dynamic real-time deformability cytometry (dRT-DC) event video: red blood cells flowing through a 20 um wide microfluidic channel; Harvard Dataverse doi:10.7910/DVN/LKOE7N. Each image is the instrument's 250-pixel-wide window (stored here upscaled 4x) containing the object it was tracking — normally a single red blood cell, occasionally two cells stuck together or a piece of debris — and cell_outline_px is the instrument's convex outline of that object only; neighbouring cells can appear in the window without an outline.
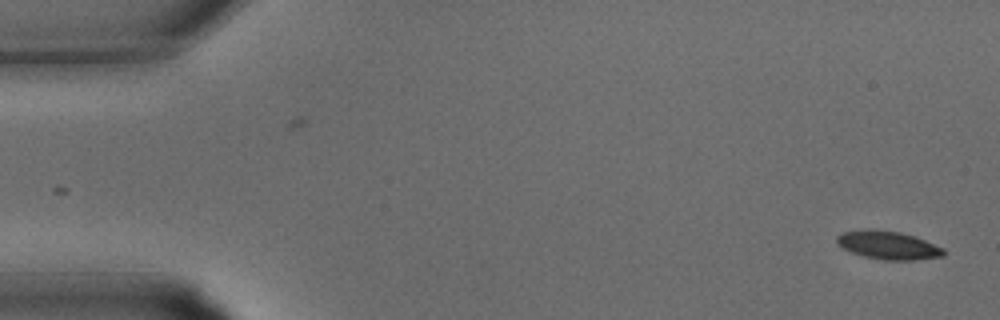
{"species": "common noctule bat (a hibernating species)", "species_latin": "Nyctalus noctula", "temperature_condition": "warm", "stored_images_in_passage": 4, "camera_frame_rate_fps": 3000, "um_per_image_px": 0.085, "animal": {"sex": "male", "body_mass_g": 15.6}, "frame": {"image": 1, "passage_image": 1, "time_ms": 0.0, "image_size_px": [1000, 320], "cell_outline_px": [[944, 256], [916, 260], [884, 260], [864, 256], [852, 252], [836, 244], [836, 236], [840, 232], [872, 228], [900, 232], [916, 236], [944, 248]], "centroid_in_image_um": [75.48, 20.82], "position_along_channel_um": 9.5, "area_um2": 17.8}}